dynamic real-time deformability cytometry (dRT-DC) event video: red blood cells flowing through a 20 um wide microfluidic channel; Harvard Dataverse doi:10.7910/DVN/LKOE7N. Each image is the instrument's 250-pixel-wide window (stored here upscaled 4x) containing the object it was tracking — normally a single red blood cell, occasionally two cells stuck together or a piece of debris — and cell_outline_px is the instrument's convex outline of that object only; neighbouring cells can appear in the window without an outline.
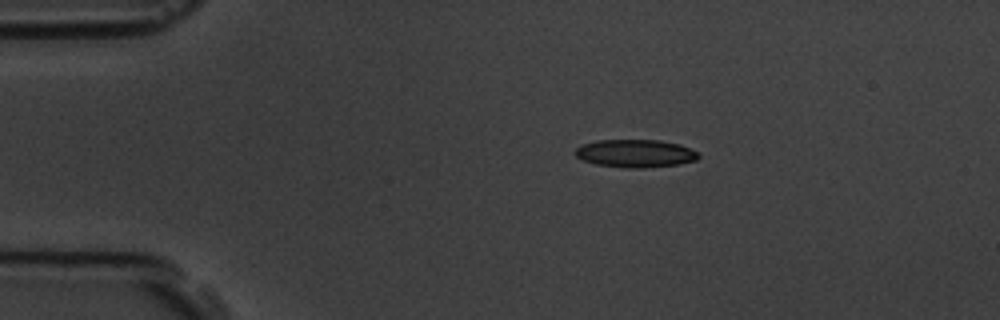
{"species": "common noctule bat (a hibernating species)", "species_latin": "Nyctalus noctula", "temperature_condition": "room temperature", "stored_images_in_passage": 3, "camera_frame_rate_fps": 3000, "um_per_image_px": 0.085, "animal": {"sex": "male", "body_mass_g": 19.5, "forearm_length_mm": 54.6}, "frame": {"image": 1, "passage_image": 2, "time_ms": 2.0, "image_size_px": [1000, 320], "cell_outline_px": [[700, 156], [696, 160], [680, 164], [632, 168], [628, 168], [596, 164], [584, 160], [576, 156], [576, 148], [580, 144], [596, 140], [660, 140], [680, 144], [696, 152]], "centroid_in_image_um": [53.99, 13.02], "position_along_channel_um": 31.0, "area_um2": 19.83}}